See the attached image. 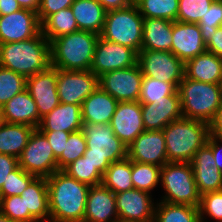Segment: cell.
Masks as SVG:
<instances>
[{
  "label": "cell",
  "mask_w": 222,
  "mask_h": 222,
  "mask_svg": "<svg viewBox=\"0 0 222 222\" xmlns=\"http://www.w3.org/2000/svg\"><path fill=\"white\" fill-rule=\"evenodd\" d=\"M190 163L200 195L222 190V172L215 166L212 149L207 144L196 151Z\"/></svg>",
  "instance_id": "44dd1931"
},
{
  "label": "cell",
  "mask_w": 222,
  "mask_h": 222,
  "mask_svg": "<svg viewBox=\"0 0 222 222\" xmlns=\"http://www.w3.org/2000/svg\"><path fill=\"white\" fill-rule=\"evenodd\" d=\"M137 63L143 76L174 83L177 87L185 77V63L170 51L141 50Z\"/></svg>",
  "instance_id": "9c48e42d"
},
{
  "label": "cell",
  "mask_w": 222,
  "mask_h": 222,
  "mask_svg": "<svg viewBox=\"0 0 222 222\" xmlns=\"http://www.w3.org/2000/svg\"><path fill=\"white\" fill-rule=\"evenodd\" d=\"M182 115L210 124L222 101V84L183 78L178 86Z\"/></svg>",
  "instance_id": "5b68a950"
},
{
  "label": "cell",
  "mask_w": 222,
  "mask_h": 222,
  "mask_svg": "<svg viewBox=\"0 0 222 222\" xmlns=\"http://www.w3.org/2000/svg\"><path fill=\"white\" fill-rule=\"evenodd\" d=\"M207 51L222 58V26L217 27L215 33L210 36V42L206 45Z\"/></svg>",
  "instance_id": "681fc988"
},
{
  "label": "cell",
  "mask_w": 222,
  "mask_h": 222,
  "mask_svg": "<svg viewBox=\"0 0 222 222\" xmlns=\"http://www.w3.org/2000/svg\"><path fill=\"white\" fill-rule=\"evenodd\" d=\"M0 211L15 222H38L29 211H25L20 195L0 197Z\"/></svg>",
  "instance_id": "60d3db41"
},
{
  "label": "cell",
  "mask_w": 222,
  "mask_h": 222,
  "mask_svg": "<svg viewBox=\"0 0 222 222\" xmlns=\"http://www.w3.org/2000/svg\"><path fill=\"white\" fill-rule=\"evenodd\" d=\"M206 144L212 149L215 166H217L222 172V138L215 135H209Z\"/></svg>",
  "instance_id": "c3c4849f"
},
{
  "label": "cell",
  "mask_w": 222,
  "mask_h": 222,
  "mask_svg": "<svg viewBox=\"0 0 222 222\" xmlns=\"http://www.w3.org/2000/svg\"><path fill=\"white\" fill-rule=\"evenodd\" d=\"M138 54L131 48L98 38L90 71L97 77L137 64Z\"/></svg>",
  "instance_id": "7c38bea8"
},
{
  "label": "cell",
  "mask_w": 222,
  "mask_h": 222,
  "mask_svg": "<svg viewBox=\"0 0 222 222\" xmlns=\"http://www.w3.org/2000/svg\"><path fill=\"white\" fill-rule=\"evenodd\" d=\"M116 218L115 193L103 184L90 186L83 222H113Z\"/></svg>",
  "instance_id": "7402d4cb"
},
{
  "label": "cell",
  "mask_w": 222,
  "mask_h": 222,
  "mask_svg": "<svg viewBox=\"0 0 222 222\" xmlns=\"http://www.w3.org/2000/svg\"><path fill=\"white\" fill-rule=\"evenodd\" d=\"M168 162H191L210 135L209 124L182 117L163 130Z\"/></svg>",
  "instance_id": "277c9868"
},
{
  "label": "cell",
  "mask_w": 222,
  "mask_h": 222,
  "mask_svg": "<svg viewBox=\"0 0 222 222\" xmlns=\"http://www.w3.org/2000/svg\"><path fill=\"white\" fill-rule=\"evenodd\" d=\"M78 30L71 7L62 9L55 14L50 15L41 24V32L49 42L55 38Z\"/></svg>",
  "instance_id": "4dcf8cb0"
},
{
  "label": "cell",
  "mask_w": 222,
  "mask_h": 222,
  "mask_svg": "<svg viewBox=\"0 0 222 222\" xmlns=\"http://www.w3.org/2000/svg\"><path fill=\"white\" fill-rule=\"evenodd\" d=\"M154 222H201L198 207L185 204L156 203Z\"/></svg>",
  "instance_id": "1f68e13d"
},
{
  "label": "cell",
  "mask_w": 222,
  "mask_h": 222,
  "mask_svg": "<svg viewBox=\"0 0 222 222\" xmlns=\"http://www.w3.org/2000/svg\"><path fill=\"white\" fill-rule=\"evenodd\" d=\"M98 77L90 70L58 69L57 93L60 103L81 105L97 88Z\"/></svg>",
  "instance_id": "4fadbf2b"
},
{
  "label": "cell",
  "mask_w": 222,
  "mask_h": 222,
  "mask_svg": "<svg viewBox=\"0 0 222 222\" xmlns=\"http://www.w3.org/2000/svg\"><path fill=\"white\" fill-rule=\"evenodd\" d=\"M178 87L174 83L158 81L150 77L143 76L141 90L138 101L140 104H150L159 99H165L172 95Z\"/></svg>",
  "instance_id": "d590c367"
},
{
  "label": "cell",
  "mask_w": 222,
  "mask_h": 222,
  "mask_svg": "<svg viewBox=\"0 0 222 222\" xmlns=\"http://www.w3.org/2000/svg\"><path fill=\"white\" fill-rule=\"evenodd\" d=\"M110 127L127 147L145 131L139 101L118 102Z\"/></svg>",
  "instance_id": "e0dca14e"
},
{
  "label": "cell",
  "mask_w": 222,
  "mask_h": 222,
  "mask_svg": "<svg viewBox=\"0 0 222 222\" xmlns=\"http://www.w3.org/2000/svg\"><path fill=\"white\" fill-rule=\"evenodd\" d=\"M115 199L118 218L154 221L156 202L154 203L150 193L133 188L116 193Z\"/></svg>",
  "instance_id": "d6986e66"
},
{
  "label": "cell",
  "mask_w": 222,
  "mask_h": 222,
  "mask_svg": "<svg viewBox=\"0 0 222 222\" xmlns=\"http://www.w3.org/2000/svg\"><path fill=\"white\" fill-rule=\"evenodd\" d=\"M207 51L198 24L173 21L171 52L186 63Z\"/></svg>",
  "instance_id": "ffe728a7"
},
{
  "label": "cell",
  "mask_w": 222,
  "mask_h": 222,
  "mask_svg": "<svg viewBox=\"0 0 222 222\" xmlns=\"http://www.w3.org/2000/svg\"><path fill=\"white\" fill-rule=\"evenodd\" d=\"M22 9L17 0H0V15H8Z\"/></svg>",
  "instance_id": "f5cc1de1"
},
{
  "label": "cell",
  "mask_w": 222,
  "mask_h": 222,
  "mask_svg": "<svg viewBox=\"0 0 222 222\" xmlns=\"http://www.w3.org/2000/svg\"><path fill=\"white\" fill-rule=\"evenodd\" d=\"M75 0H40V7L37 11L38 19L42 24L50 15L71 7Z\"/></svg>",
  "instance_id": "f6af8a7d"
},
{
  "label": "cell",
  "mask_w": 222,
  "mask_h": 222,
  "mask_svg": "<svg viewBox=\"0 0 222 222\" xmlns=\"http://www.w3.org/2000/svg\"><path fill=\"white\" fill-rule=\"evenodd\" d=\"M185 76L203 83L222 84V58L205 51L185 63Z\"/></svg>",
  "instance_id": "484cf974"
},
{
  "label": "cell",
  "mask_w": 222,
  "mask_h": 222,
  "mask_svg": "<svg viewBox=\"0 0 222 222\" xmlns=\"http://www.w3.org/2000/svg\"><path fill=\"white\" fill-rule=\"evenodd\" d=\"M165 196L160 201L199 207L201 195L189 162H167L160 171Z\"/></svg>",
  "instance_id": "52a82bcc"
},
{
  "label": "cell",
  "mask_w": 222,
  "mask_h": 222,
  "mask_svg": "<svg viewBox=\"0 0 222 222\" xmlns=\"http://www.w3.org/2000/svg\"><path fill=\"white\" fill-rule=\"evenodd\" d=\"M117 104L116 99L98 87L82 103L83 124H110Z\"/></svg>",
  "instance_id": "d4e9b609"
},
{
  "label": "cell",
  "mask_w": 222,
  "mask_h": 222,
  "mask_svg": "<svg viewBox=\"0 0 222 222\" xmlns=\"http://www.w3.org/2000/svg\"><path fill=\"white\" fill-rule=\"evenodd\" d=\"M103 8L108 12L118 10L132 5L130 0H98Z\"/></svg>",
  "instance_id": "816d5d0a"
},
{
  "label": "cell",
  "mask_w": 222,
  "mask_h": 222,
  "mask_svg": "<svg viewBox=\"0 0 222 222\" xmlns=\"http://www.w3.org/2000/svg\"><path fill=\"white\" fill-rule=\"evenodd\" d=\"M86 139L82 130L70 133L64 151L57 158L58 170H64L69 164L84 155Z\"/></svg>",
  "instance_id": "f35d334b"
},
{
  "label": "cell",
  "mask_w": 222,
  "mask_h": 222,
  "mask_svg": "<svg viewBox=\"0 0 222 222\" xmlns=\"http://www.w3.org/2000/svg\"><path fill=\"white\" fill-rule=\"evenodd\" d=\"M19 166L36 177L48 178L58 171L57 158L45 135L37 128L18 158Z\"/></svg>",
  "instance_id": "30bf717a"
},
{
  "label": "cell",
  "mask_w": 222,
  "mask_h": 222,
  "mask_svg": "<svg viewBox=\"0 0 222 222\" xmlns=\"http://www.w3.org/2000/svg\"><path fill=\"white\" fill-rule=\"evenodd\" d=\"M36 128L23 124L0 122V153L19 158Z\"/></svg>",
  "instance_id": "f546056e"
},
{
  "label": "cell",
  "mask_w": 222,
  "mask_h": 222,
  "mask_svg": "<svg viewBox=\"0 0 222 222\" xmlns=\"http://www.w3.org/2000/svg\"><path fill=\"white\" fill-rule=\"evenodd\" d=\"M100 35L78 30L50 41V64L57 69L90 70Z\"/></svg>",
  "instance_id": "3957f363"
},
{
  "label": "cell",
  "mask_w": 222,
  "mask_h": 222,
  "mask_svg": "<svg viewBox=\"0 0 222 222\" xmlns=\"http://www.w3.org/2000/svg\"><path fill=\"white\" fill-rule=\"evenodd\" d=\"M179 0H140L135 5L143 18L177 21Z\"/></svg>",
  "instance_id": "e575fe53"
},
{
  "label": "cell",
  "mask_w": 222,
  "mask_h": 222,
  "mask_svg": "<svg viewBox=\"0 0 222 222\" xmlns=\"http://www.w3.org/2000/svg\"><path fill=\"white\" fill-rule=\"evenodd\" d=\"M82 126L81 105L60 103L41 119L38 129L73 133L82 130Z\"/></svg>",
  "instance_id": "cb8c5ba5"
},
{
  "label": "cell",
  "mask_w": 222,
  "mask_h": 222,
  "mask_svg": "<svg viewBox=\"0 0 222 222\" xmlns=\"http://www.w3.org/2000/svg\"><path fill=\"white\" fill-rule=\"evenodd\" d=\"M198 209L201 222H207L205 215L216 222H222V190L201 195Z\"/></svg>",
  "instance_id": "ee69618b"
},
{
  "label": "cell",
  "mask_w": 222,
  "mask_h": 222,
  "mask_svg": "<svg viewBox=\"0 0 222 222\" xmlns=\"http://www.w3.org/2000/svg\"><path fill=\"white\" fill-rule=\"evenodd\" d=\"M49 222H83L90 186L70 177L63 170L46 178Z\"/></svg>",
  "instance_id": "6da1fadb"
},
{
  "label": "cell",
  "mask_w": 222,
  "mask_h": 222,
  "mask_svg": "<svg viewBox=\"0 0 222 222\" xmlns=\"http://www.w3.org/2000/svg\"><path fill=\"white\" fill-rule=\"evenodd\" d=\"M26 80L25 76L0 66V109L26 89Z\"/></svg>",
  "instance_id": "74e56055"
},
{
  "label": "cell",
  "mask_w": 222,
  "mask_h": 222,
  "mask_svg": "<svg viewBox=\"0 0 222 222\" xmlns=\"http://www.w3.org/2000/svg\"><path fill=\"white\" fill-rule=\"evenodd\" d=\"M145 130H163L168 124L183 117L178 89L165 99L150 104H141Z\"/></svg>",
  "instance_id": "ac0fdd59"
},
{
  "label": "cell",
  "mask_w": 222,
  "mask_h": 222,
  "mask_svg": "<svg viewBox=\"0 0 222 222\" xmlns=\"http://www.w3.org/2000/svg\"><path fill=\"white\" fill-rule=\"evenodd\" d=\"M173 21L160 18H144L141 50L170 51Z\"/></svg>",
  "instance_id": "83f0119b"
},
{
  "label": "cell",
  "mask_w": 222,
  "mask_h": 222,
  "mask_svg": "<svg viewBox=\"0 0 222 222\" xmlns=\"http://www.w3.org/2000/svg\"><path fill=\"white\" fill-rule=\"evenodd\" d=\"M84 156L104 175L111 163L127 158V146L115 136L109 124H83Z\"/></svg>",
  "instance_id": "8992f818"
},
{
  "label": "cell",
  "mask_w": 222,
  "mask_h": 222,
  "mask_svg": "<svg viewBox=\"0 0 222 222\" xmlns=\"http://www.w3.org/2000/svg\"><path fill=\"white\" fill-rule=\"evenodd\" d=\"M57 77L58 69L51 65L46 70L27 77L26 89L35 101L41 118L60 104Z\"/></svg>",
  "instance_id": "5bb4252c"
},
{
  "label": "cell",
  "mask_w": 222,
  "mask_h": 222,
  "mask_svg": "<svg viewBox=\"0 0 222 222\" xmlns=\"http://www.w3.org/2000/svg\"><path fill=\"white\" fill-rule=\"evenodd\" d=\"M71 10L79 30L102 33L107 11L98 0H75Z\"/></svg>",
  "instance_id": "4316f807"
},
{
  "label": "cell",
  "mask_w": 222,
  "mask_h": 222,
  "mask_svg": "<svg viewBox=\"0 0 222 222\" xmlns=\"http://www.w3.org/2000/svg\"><path fill=\"white\" fill-rule=\"evenodd\" d=\"M102 184L115 194L133 189L131 160L127 157L111 163L103 175Z\"/></svg>",
  "instance_id": "d6a6232c"
},
{
  "label": "cell",
  "mask_w": 222,
  "mask_h": 222,
  "mask_svg": "<svg viewBox=\"0 0 222 222\" xmlns=\"http://www.w3.org/2000/svg\"><path fill=\"white\" fill-rule=\"evenodd\" d=\"M214 0H179L177 21L198 24Z\"/></svg>",
  "instance_id": "ab89813d"
},
{
  "label": "cell",
  "mask_w": 222,
  "mask_h": 222,
  "mask_svg": "<svg viewBox=\"0 0 222 222\" xmlns=\"http://www.w3.org/2000/svg\"><path fill=\"white\" fill-rule=\"evenodd\" d=\"M143 74L139 64L98 77L99 87L118 102L138 101Z\"/></svg>",
  "instance_id": "8fae6325"
},
{
  "label": "cell",
  "mask_w": 222,
  "mask_h": 222,
  "mask_svg": "<svg viewBox=\"0 0 222 222\" xmlns=\"http://www.w3.org/2000/svg\"><path fill=\"white\" fill-rule=\"evenodd\" d=\"M50 65V42L42 32L31 39L0 44V66L26 78Z\"/></svg>",
  "instance_id": "7a4b0ae2"
},
{
  "label": "cell",
  "mask_w": 222,
  "mask_h": 222,
  "mask_svg": "<svg viewBox=\"0 0 222 222\" xmlns=\"http://www.w3.org/2000/svg\"><path fill=\"white\" fill-rule=\"evenodd\" d=\"M0 222H15V221H12L9 217L5 216V215L0 211Z\"/></svg>",
  "instance_id": "9f6ffc18"
},
{
  "label": "cell",
  "mask_w": 222,
  "mask_h": 222,
  "mask_svg": "<svg viewBox=\"0 0 222 222\" xmlns=\"http://www.w3.org/2000/svg\"><path fill=\"white\" fill-rule=\"evenodd\" d=\"M204 43L210 42V36L217 27L222 26V0H214L205 16L198 23Z\"/></svg>",
  "instance_id": "7bdbcfd3"
},
{
  "label": "cell",
  "mask_w": 222,
  "mask_h": 222,
  "mask_svg": "<svg viewBox=\"0 0 222 222\" xmlns=\"http://www.w3.org/2000/svg\"><path fill=\"white\" fill-rule=\"evenodd\" d=\"M35 178L36 176L27 173L18 166L8 174V179L3 183L1 188L0 197L21 195Z\"/></svg>",
  "instance_id": "b9f144b4"
},
{
  "label": "cell",
  "mask_w": 222,
  "mask_h": 222,
  "mask_svg": "<svg viewBox=\"0 0 222 222\" xmlns=\"http://www.w3.org/2000/svg\"><path fill=\"white\" fill-rule=\"evenodd\" d=\"M42 133L45 135L49 144L51 145L55 157L58 158L62 154V151H64V147L70 133L64 131H51Z\"/></svg>",
  "instance_id": "bcb514c9"
},
{
  "label": "cell",
  "mask_w": 222,
  "mask_h": 222,
  "mask_svg": "<svg viewBox=\"0 0 222 222\" xmlns=\"http://www.w3.org/2000/svg\"><path fill=\"white\" fill-rule=\"evenodd\" d=\"M113 222H154V221L125 220L121 218H116Z\"/></svg>",
  "instance_id": "11a10c76"
},
{
  "label": "cell",
  "mask_w": 222,
  "mask_h": 222,
  "mask_svg": "<svg viewBox=\"0 0 222 222\" xmlns=\"http://www.w3.org/2000/svg\"><path fill=\"white\" fill-rule=\"evenodd\" d=\"M63 171L70 177L88 186L102 184L103 175L84 155L69 164Z\"/></svg>",
  "instance_id": "8d00e7d4"
},
{
  "label": "cell",
  "mask_w": 222,
  "mask_h": 222,
  "mask_svg": "<svg viewBox=\"0 0 222 222\" xmlns=\"http://www.w3.org/2000/svg\"><path fill=\"white\" fill-rule=\"evenodd\" d=\"M1 121L38 128L41 122L37 105L27 89L15 95L0 109Z\"/></svg>",
  "instance_id": "603a6c76"
},
{
  "label": "cell",
  "mask_w": 222,
  "mask_h": 222,
  "mask_svg": "<svg viewBox=\"0 0 222 222\" xmlns=\"http://www.w3.org/2000/svg\"><path fill=\"white\" fill-rule=\"evenodd\" d=\"M210 135H215L222 138V101L217 110L216 116L209 124Z\"/></svg>",
  "instance_id": "f907efd6"
},
{
  "label": "cell",
  "mask_w": 222,
  "mask_h": 222,
  "mask_svg": "<svg viewBox=\"0 0 222 222\" xmlns=\"http://www.w3.org/2000/svg\"><path fill=\"white\" fill-rule=\"evenodd\" d=\"M19 166L18 158L0 153V191L3 183L8 179V174Z\"/></svg>",
  "instance_id": "7dc6e473"
},
{
  "label": "cell",
  "mask_w": 222,
  "mask_h": 222,
  "mask_svg": "<svg viewBox=\"0 0 222 222\" xmlns=\"http://www.w3.org/2000/svg\"><path fill=\"white\" fill-rule=\"evenodd\" d=\"M132 4H136L137 2H139L140 0H130Z\"/></svg>",
  "instance_id": "6f0895ef"
},
{
  "label": "cell",
  "mask_w": 222,
  "mask_h": 222,
  "mask_svg": "<svg viewBox=\"0 0 222 222\" xmlns=\"http://www.w3.org/2000/svg\"><path fill=\"white\" fill-rule=\"evenodd\" d=\"M22 9H28L37 13L40 7V0H17Z\"/></svg>",
  "instance_id": "db71d44e"
},
{
  "label": "cell",
  "mask_w": 222,
  "mask_h": 222,
  "mask_svg": "<svg viewBox=\"0 0 222 222\" xmlns=\"http://www.w3.org/2000/svg\"><path fill=\"white\" fill-rule=\"evenodd\" d=\"M127 157L134 162L163 167L168 162L163 131L142 132L127 147Z\"/></svg>",
  "instance_id": "2e32d148"
},
{
  "label": "cell",
  "mask_w": 222,
  "mask_h": 222,
  "mask_svg": "<svg viewBox=\"0 0 222 222\" xmlns=\"http://www.w3.org/2000/svg\"><path fill=\"white\" fill-rule=\"evenodd\" d=\"M144 18L135 4L108 11L100 36L108 41L141 51Z\"/></svg>",
  "instance_id": "ba28073f"
},
{
  "label": "cell",
  "mask_w": 222,
  "mask_h": 222,
  "mask_svg": "<svg viewBox=\"0 0 222 222\" xmlns=\"http://www.w3.org/2000/svg\"><path fill=\"white\" fill-rule=\"evenodd\" d=\"M24 200L25 211L38 222H49V201L47 180L36 177L20 195Z\"/></svg>",
  "instance_id": "f1b7e54d"
},
{
  "label": "cell",
  "mask_w": 222,
  "mask_h": 222,
  "mask_svg": "<svg viewBox=\"0 0 222 222\" xmlns=\"http://www.w3.org/2000/svg\"><path fill=\"white\" fill-rule=\"evenodd\" d=\"M41 32V23L36 12L20 9L0 15V44L31 39Z\"/></svg>",
  "instance_id": "9a60e30c"
},
{
  "label": "cell",
  "mask_w": 222,
  "mask_h": 222,
  "mask_svg": "<svg viewBox=\"0 0 222 222\" xmlns=\"http://www.w3.org/2000/svg\"><path fill=\"white\" fill-rule=\"evenodd\" d=\"M160 171V166L131 161V180L134 188L151 194L160 183Z\"/></svg>",
  "instance_id": "836d02e7"
}]
</instances>
